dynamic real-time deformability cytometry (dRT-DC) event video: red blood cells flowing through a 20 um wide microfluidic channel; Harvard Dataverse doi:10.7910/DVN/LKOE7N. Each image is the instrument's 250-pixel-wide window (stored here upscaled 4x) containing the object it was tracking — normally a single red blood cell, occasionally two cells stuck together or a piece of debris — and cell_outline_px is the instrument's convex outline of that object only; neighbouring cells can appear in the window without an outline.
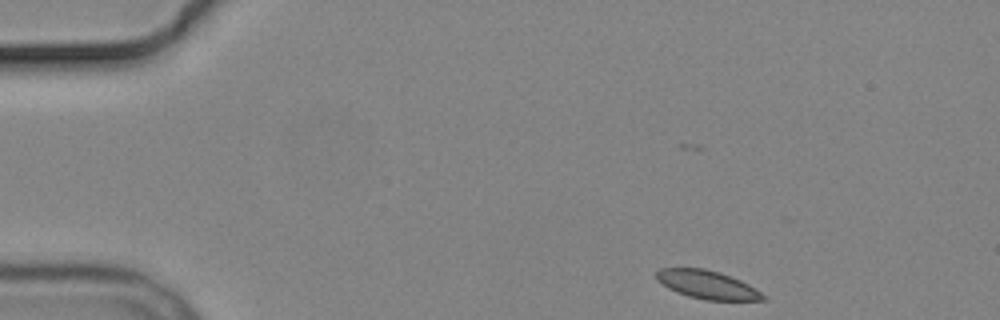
{"species": "common noctule bat (a hibernating species)", "species_latin": "Nyctalus noctula", "temperature_condition": "cold", "stored_images_in_passage": 5, "camera_frame_rate_fps": 3000, "um_per_image_px": 0.085, "animal": {"sex": "male", "body_mass_g": 19.2, "forearm_length_mm": 51.8}, "frame": {"image": 1, "passage_image": 1, "time_ms": 0.0, "image_size_px": [1000, 320], "cell_outline_px": [[768, 300], [704, 300], [688, 296], [676, 292], [668, 288], [656, 280], [656, 272], [660, 268], [704, 268], [720, 272], [740, 280], [748, 284], [768, 296]], "centroid_in_image_um": [60.13, 24.2], "position_along_channel_um": 24.9, "area_um2": 17.74}}
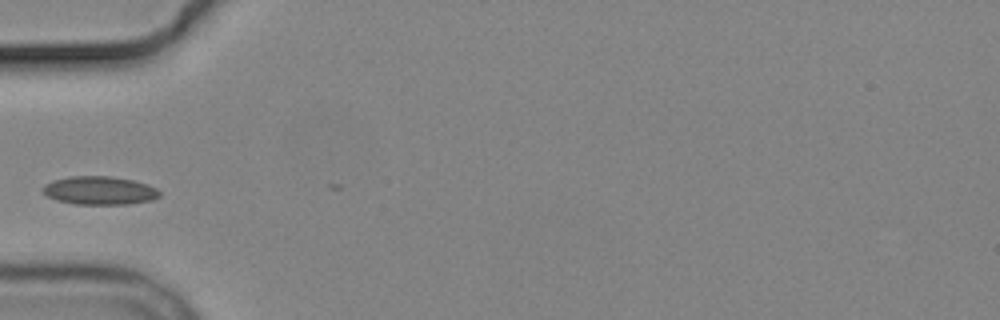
{"frame": {"image": 2, "passage_image": 4, "time_ms": 3.667, "image_size_px": [1000, 320], "cell_outline_px": [[160, 196], [152, 200], [128, 204], [76, 204], [56, 200], [48, 196], [40, 188], [44, 184], [52, 180], [68, 176], [112, 176], [132, 180], [148, 184], [156, 188], [160, 192]], "centroid_in_image_um": [8.44, 16.18], "position_along_channel_um": 76.6, "area_um2": 19.42}}